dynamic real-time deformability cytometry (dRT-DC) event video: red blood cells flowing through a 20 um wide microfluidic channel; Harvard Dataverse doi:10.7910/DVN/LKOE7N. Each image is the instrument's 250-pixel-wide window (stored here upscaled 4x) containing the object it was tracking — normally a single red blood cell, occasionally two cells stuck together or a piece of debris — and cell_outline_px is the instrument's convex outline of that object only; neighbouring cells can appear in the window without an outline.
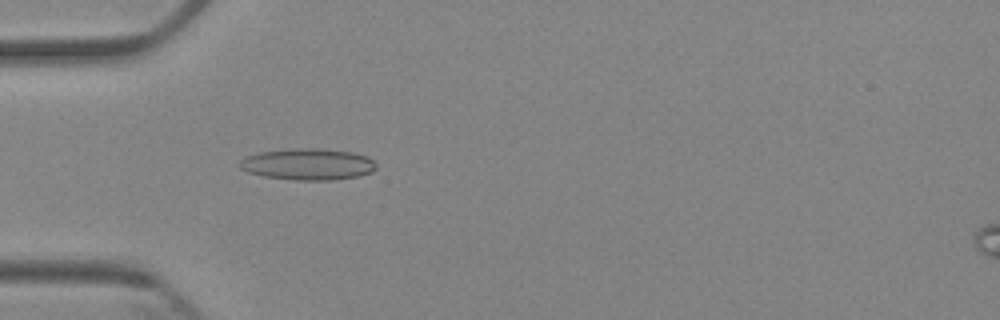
{"species": "Egyptian fruit bat (a non-hibernating species)", "species_latin": "Rousettus aegyptiacus", "temperature_condition": "cold", "stored_images_in_passage": 5, "camera_frame_rate_fps": 3000, "um_per_image_px": 0.085, "animal": {"sex": "female"}, "frame": {"image": 1, "passage_image": 5, "time_ms": 5.333, "image_size_px": [1000, 320], "cell_outline_px": [[376, 168], [372, 172], [360, 176], [332, 180], [292, 180], [264, 176], [248, 172], [240, 168], [236, 164], [240, 160], [248, 156], [260, 152], [296, 148], [320, 148], [352, 152], [368, 156], [376, 164]], "centroid_in_image_um": [26.18, 13.96], "position_along_channel_um": 58.8, "area_um2": 25.2}}